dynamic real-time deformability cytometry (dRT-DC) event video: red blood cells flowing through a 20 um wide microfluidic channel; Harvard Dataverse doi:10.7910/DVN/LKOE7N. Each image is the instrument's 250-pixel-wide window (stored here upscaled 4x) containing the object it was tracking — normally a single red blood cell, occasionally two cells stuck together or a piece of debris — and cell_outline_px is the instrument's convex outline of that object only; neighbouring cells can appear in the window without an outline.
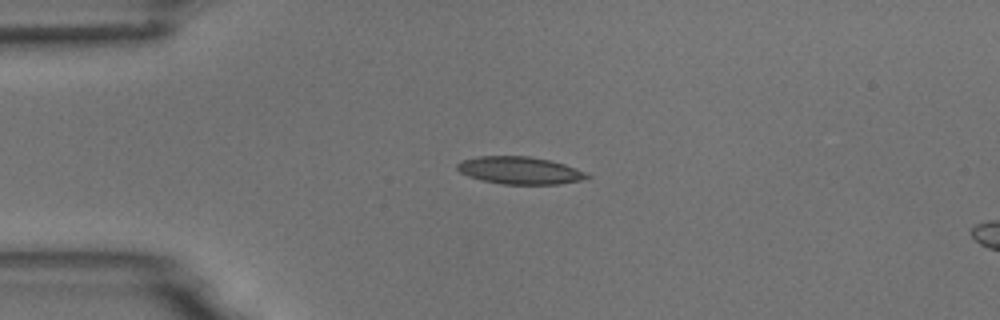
{"species": "common noctule bat (a hibernating species)", "species_latin": "Nyctalus noctula", "temperature_condition": "room temperature", "stored_images_in_passage": 6, "camera_frame_rate_fps": 3000, "um_per_image_px": 0.085, "animal": {"sex": "male", "body_mass_g": 18.8}, "frame": {"image": 1, "passage_image": 3, "time_ms": 2.333, "image_size_px": [1000, 320], "cell_outline_px": [[592, 176], [580, 180], [560, 184], [504, 184], [484, 180], [468, 176], [460, 172], [456, 168], [456, 164], [464, 160], [480, 156], [528, 156], [548, 160], [564, 164], [584, 172]], "centroid_in_image_um": [44.17, 14.48], "position_along_channel_um": 40.8, "area_um2": 20.4}}